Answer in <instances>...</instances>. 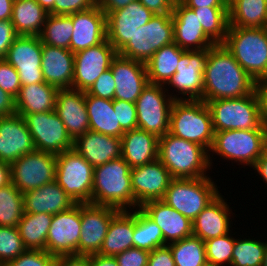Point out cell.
<instances>
[{
    "label": "cell",
    "instance_id": "11a10c76",
    "mask_svg": "<svg viewBox=\"0 0 267 266\" xmlns=\"http://www.w3.org/2000/svg\"><path fill=\"white\" fill-rule=\"evenodd\" d=\"M147 266H175V262L168 245L153 249L149 253Z\"/></svg>",
    "mask_w": 267,
    "mask_h": 266
},
{
    "label": "cell",
    "instance_id": "277c9868",
    "mask_svg": "<svg viewBox=\"0 0 267 266\" xmlns=\"http://www.w3.org/2000/svg\"><path fill=\"white\" fill-rule=\"evenodd\" d=\"M204 102L210 110L214 132L267 129L263 120L261 98L257 89L240 98Z\"/></svg>",
    "mask_w": 267,
    "mask_h": 266
},
{
    "label": "cell",
    "instance_id": "f907efd6",
    "mask_svg": "<svg viewBox=\"0 0 267 266\" xmlns=\"http://www.w3.org/2000/svg\"><path fill=\"white\" fill-rule=\"evenodd\" d=\"M115 80L111 69H108L94 82V84L86 91L87 94L103 99H114Z\"/></svg>",
    "mask_w": 267,
    "mask_h": 266
},
{
    "label": "cell",
    "instance_id": "52a82bcc",
    "mask_svg": "<svg viewBox=\"0 0 267 266\" xmlns=\"http://www.w3.org/2000/svg\"><path fill=\"white\" fill-rule=\"evenodd\" d=\"M219 194L217 185L207 175L201 178L172 179L162 200L193 221Z\"/></svg>",
    "mask_w": 267,
    "mask_h": 266
},
{
    "label": "cell",
    "instance_id": "f546056e",
    "mask_svg": "<svg viewBox=\"0 0 267 266\" xmlns=\"http://www.w3.org/2000/svg\"><path fill=\"white\" fill-rule=\"evenodd\" d=\"M23 199L26 213L55 215L76 204L56 181L23 193Z\"/></svg>",
    "mask_w": 267,
    "mask_h": 266
},
{
    "label": "cell",
    "instance_id": "f6af8a7d",
    "mask_svg": "<svg viewBox=\"0 0 267 266\" xmlns=\"http://www.w3.org/2000/svg\"><path fill=\"white\" fill-rule=\"evenodd\" d=\"M229 234L204 241L208 264L214 266L231 265L235 238Z\"/></svg>",
    "mask_w": 267,
    "mask_h": 266
},
{
    "label": "cell",
    "instance_id": "ee69618b",
    "mask_svg": "<svg viewBox=\"0 0 267 266\" xmlns=\"http://www.w3.org/2000/svg\"><path fill=\"white\" fill-rule=\"evenodd\" d=\"M267 242L255 239H235L230 266H262Z\"/></svg>",
    "mask_w": 267,
    "mask_h": 266
},
{
    "label": "cell",
    "instance_id": "3957f363",
    "mask_svg": "<svg viewBox=\"0 0 267 266\" xmlns=\"http://www.w3.org/2000/svg\"><path fill=\"white\" fill-rule=\"evenodd\" d=\"M158 160L172 179L206 177L207 170L211 168L209 153L203 146L169 132L159 137Z\"/></svg>",
    "mask_w": 267,
    "mask_h": 266
},
{
    "label": "cell",
    "instance_id": "9a60e30c",
    "mask_svg": "<svg viewBox=\"0 0 267 266\" xmlns=\"http://www.w3.org/2000/svg\"><path fill=\"white\" fill-rule=\"evenodd\" d=\"M117 54L107 39L75 53L72 89L86 92L102 73L110 69Z\"/></svg>",
    "mask_w": 267,
    "mask_h": 266
},
{
    "label": "cell",
    "instance_id": "8992f818",
    "mask_svg": "<svg viewBox=\"0 0 267 266\" xmlns=\"http://www.w3.org/2000/svg\"><path fill=\"white\" fill-rule=\"evenodd\" d=\"M169 133L199 144L209 152L214 130L207 104L203 100H175L170 111Z\"/></svg>",
    "mask_w": 267,
    "mask_h": 266
},
{
    "label": "cell",
    "instance_id": "d4e9b609",
    "mask_svg": "<svg viewBox=\"0 0 267 266\" xmlns=\"http://www.w3.org/2000/svg\"><path fill=\"white\" fill-rule=\"evenodd\" d=\"M55 111L73 141L90 130L84 91L72 88L59 89Z\"/></svg>",
    "mask_w": 267,
    "mask_h": 266
},
{
    "label": "cell",
    "instance_id": "1f68e13d",
    "mask_svg": "<svg viewBox=\"0 0 267 266\" xmlns=\"http://www.w3.org/2000/svg\"><path fill=\"white\" fill-rule=\"evenodd\" d=\"M58 90L46 82L21 86L15 98L16 113L29 115L54 111Z\"/></svg>",
    "mask_w": 267,
    "mask_h": 266
},
{
    "label": "cell",
    "instance_id": "03108f58",
    "mask_svg": "<svg viewBox=\"0 0 267 266\" xmlns=\"http://www.w3.org/2000/svg\"><path fill=\"white\" fill-rule=\"evenodd\" d=\"M14 0H0V21L11 20Z\"/></svg>",
    "mask_w": 267,
    "mask_h": 266
},
{
    "label": "cell",
    "instance_id": "816d5d0a",
    "mask_svg": "<svg viewBox=\"0 0 267 266\" xmlns=\"http://www.w3.org/2000/svg\"><path fill=\"white\" fill-rule=\"evenodd\" d=\"M98 0H55L54 8L49 12L53 15H70L93 8Z\"/></svg>",
    "mask_w": 267,
    "mask_h": 266
},
{
    "label": "cell",
    "instance_id": "f5cc1de1",
    "mask_svg": "<svg viewBox=\"0 0 267 266\" xmlns=\"http://www.w3.org/2000/svg\"><path fill=\"white\" fill-rule=\"evenodd\" d=\"M149 251L129 248L115 256L119 266H147Z\"/></svg>",
    "mask_w": 267,
    "mask_h": 266
},
{
    "label": "cell",
    "instance_id": "7dc6e473",
    "mask_svg": "<svg viewBox=\"0 0 267 266\" xmlns=\"http://www.w3.org/2000/svg\"><path fill=\"white\" fill-rule=\"evenodd\" d=\"M55 259L46 250H26L3 266H54Z\"/></svg>",
    "mask_w": 267,
    "mask_h": 266
},
{
    "label": "cell",
    "instance_id": "4dcf8cb0",
    "mask_svg": "<svg viewBox=\"0 0 267 266\" xmlns=\"http://www.w3.org/2000/svg\"><path fill=\"white\" fill-rule=\"evenodd\" d=\"M121 157L131 167H138L158 159L159 137L153 133L134 129L121 137Z\"/></svg>",
    "mask_w": 267,
    "mask_h": 266
},
{
    "label": "cell",
    "instance_id": "a7ac6f4b",
    "mask_svg": "<svg viewBox=\"0 0 267 266\" xmlns=\"http://www.w3.org/2000/svg\"><path fill=\"white\" fill-rule=\"evenodd\" d=\"M36 2L49 13L54 8L55 0H36Z\"/></svg>",
    "mask_w": 267,
    "mask_h": 266
},
{
    "label": "cell",
    "instance_id": "f35d334b",
    "mask_svg": "<svg viewBox=\"0 0 267 266\" xmlns=\"http://www.w3.org/2000/svg\"><path fill=\"white\" fill-rule=\"evenodd\" d=\"M197 16L204 33L215 43L223 44L229 28L228 7L190 8Z\"/></svg>",
    "mask_w": 267,
    "mask_h": 266
},
{
    "label": "cell",
    "instance_id": "7402d4cb",
    "mask_svg": "<svg viewBox=\"0 0 267 266\" xmlns=\"http://www.w3.org/2000/svg\"><path fill=\"white\" fill-rule=\"evenodd\" d=\"M74 31L70 51L74 54L107 39V15L97 4L91 9L72 14Z\"/></svg>",
    "mask_w": 267,
    "mask_h": 266
},
{
    "label": "cell",
    "instance_id": "4316f807",
    "mask_svg": "<svg viewBox=\"0 0 267 266\" xmlns=\"http://www.w3.org/2000/svg\"><path fill=\"white\" fill-rule=\"evenodd\" d=\"M221 193L212 200L192 221L193 235L203 241L230 233V206Z\"/></svg>",
    "mask_w": 267,
    "mask_h": 266
},
{
    "label": "cell",
    "instance_id": "d6986e66",
    "mask_svg": "<svg viewBox=\"0 0 267 266\" xmlns=\"http://www.w3.org/2000/svg\"><path fill=\"white\" fill-rule=\"evenodd\" d=\"M139 0L107 14V40L119 52L135 31L154 16Z\"/></svg>",
    "mask_w": 267,
    "mask_h": 266
},
{
    "label": "cell",
    "instance_id": "cb8c5ba5",
    "mask_svg": "<svg viewBox=\"0 0 267 266\" xmlns=\"http://www.w3.org/2000/svg\"><path fill=\"white\" fill-rule=\"evenodd\" d=\"M35 150L33 138L22 116L15 113L0 117V161L11 164Z\"/></svg>",
    "mask_w": 267,
    "mask_h": 266
},
{
    "label": "cell",
    "instance_id": "e575fe53",
    "mask_svg": "<svg viewBox=\"0 0 267 266\" xmlns=\"http://www.w3.org/2000/svg\"><path fill=\"white\" fill-rule=\"evenodd\" d=\"M48 14L36 0H14L11 21L18 36H39Z\"/></svg>",
    "mask_w": 267,
    "mask_h": 266
},
{
    "label": "cell",
    "instance_id": "60d3db41",
    "mask_svg": "<svg viewBox=\"0 0 267 266\" xmlns=\"http://www.w3.org/2000/svg\"><path fill=\"white\" fill-rule=\"evenodd\" d=\"M73 31L72 14H48L39 37L43 44L70 50Z\"/></svg>",
    "mask_w": 267,
    "mask_h": 266
},
{
    "label": "cell",
    "instance_id": "30bf717a",
    "mask_svg": "<svg viewBox=\"0 0 267 266\" xmlns=\"http://www.w3.org/2000/svg\"><path fill=\"white\" fill-rule=\"evenodd\" d=\"M173 42L172 13L155 14L135 31L118 54L146 63L156 51Z\"/></svg>",
    "mask_w": 267,
    "mask_h": 266
},
{
    "label": "cell",
    "instance_id": "83f0119b",
    "mask_svg": "<svg viewBox=\"0 0 267 266\" xmlns=\"http://www.w3.org/2000/svg\"><path fill=\"white\" fill-rule=\"evenodd\" d=\"M41 69L44 81L58 89H70L74 75V53L42 43Z\"/></svg>",
    "mask_w": 267,
    "mask_h": 266
},
{
    "label": "cell",
    "instance_id": "7bdbcfd3",
    "mask_svg": "<svg viewBox=\"0 0 267 266\" xmlns=\"http://www.w3.org/2000/svg\"><path fill=\"white\" fill-rule=\"evenodd\" d=\"M23 193L13 185L0 188V226L17 227L24 214Z\"/></svg>",
    "mask_w": 267,
    "mask_h": 266
},
{
    "label": "cell",
    "instance_id": "484cf974",
    "mask_svg": "<svg viewBox=\"0 0 267 266\" xmlns=\"http://www.w3.org/2000/svg\"><path fill=\"white\" fill-rule=\"evenodd\" d=\"M140 209L160 227L165 245L193 235L192 221L163 200L148 201Z\"/></svg>",
    "mask_w": 267,
    "mask_h": 266
},
{
    "label": "cell",
    "instance_id": "91938a15",
    "mask_svg": "<svg viewBox=\"0 0 267 266\" xmlns=\"http://www.w3.org/2000/svg\"><path fill=\"white\" fill-rule=\"evenodd\" d=\"M188 8L228 7L227 0H180Z\"/></svg>",
    "mask_w": 267,
    "mask_h": 266
},
{
    "label": "cell",
    "instance_id": "f1b7e54d",
    "mask_svg": "<svg viewBox=\"0 0 267 266\" xmlns=\"http://www.w3.org/2000/svg\"><path fill=\"white\" fill-rule=\"evenodd\" d=\"M73 149L96 167L121 157V138L89 130L73 141Z\"/></svg>",
    "mask_w": 267,
    "mask_h": 266
},
{
    "label": "cell",
    "instance_id": "5bb4252c",
    "mask_svg": "<svg viewBox=\"0 0 267 266\" xmlns=\"http://www.w3.org/2000/svg\"><path fill=\"white\" fill-rule=\"evenodd\" d=\"M81 233V203L53 215L50 224L46 251L55 256L78 255Z\"/></svg>",
    "mask_w": 267,
    "mask_h": 266
},
{
    "label": "cell",
    "instance_id": "bcb514c9",
    "mask_svg": "<svg viewBox=\"0 0 267 266\" xmlns=\"http://www.w3.org/2000/svg\"><path fill=\"white\" fill-rule=\"evenodd\" d=\"M26 250L17 227L0 226V266L14 260Z\"/></svg>",
    "mask_w": 267,
    "mask_h": 266
},
{
    "label": "cell",
    "instance_id": "5b68a950",
    "mask_svg": "<svg viewBox=\"0 0 267 266\" xmlns=\"http://www.w3.org/2000/svg\"><path fill=\"white\" fill-rule=\"evenodd\" d=\"M223 45L256 83L267 79V27H229Z\"/></svg>",
    "mask_w": 267,
    "mask_h": 266
},
{
    "label": "cell",
    "instance_id": "d590c367",
    "mask_svg": "<svg viewBox=\"0 0 267 266\" xmlns=\"http://www.w3.org/2000/svg\"><path fill=\"white\" fill-rule=\"evenodd\" d=\"M229 27H267V0H227Z\"/></svg>",
    "mask_w": 267,
    "mask_h": 266
},
{
    "label": "cell",
    "instance_id": "be15d7a7",
    "mask_svg": "<svg viewBox=\"0 0 267 266\" xmlns=\"http://www.w3.org/2000/svg\"><path fill=\"white\" fill-rule=\"evenodd\" d=\"M257 90L261 98L263 120L267 125V79L257 83Z\"/></svg>",
    "mask_w": 267,
    "mask_h": 266
},
{
    "label": "cell",
    "instance_id": "6f0895ef",
    "mask_svg": "<svg viewBox=\"0 0 267 266\" xmlns=\"http://www.w3.org/2000/svg\"><path fill=\"white\" fill-rule=\"evenodd\" d=\"M54 266H90L89 256L68 255L58 256Z\"/></svg>",
    "mask_w": 267,
    "mask_h": 266
},
{
    "label": "cell",
    "instance_id": "003e7915",
    "mask_svg": "<svg viewBox=\"0 0 267 266\" xmlns=\"http://www.w3.org/2000/svg\"><path fill=\"white\" fill-rule=\"evenodd\" d=\"M252 168L257 170V174L261 175V177L263 178L262 181H265V183L267 184V160H265L261 156L252 166Z\"/></svg>",
    "mask_w": 267,
    "mask_h": 266
},
{
    "label": "cell",
    "instance_id": "ffe728a7",
    "mask_svg": "<svg viewBox=\"0 0 267 266\" xmlns=\"http://www.w3.org/2000/svg\"><path fill=\"white\" fill-rule=\"evenodd\" d=\"M172 177L157 159L151 163L131 168V186L137 208L152 200H162Z\"/></svg>",
    "mask_w": 267,
    "mask_h": 266
},
{
    "label": "cell",
    "instance_id": "4fadbf2b",
    "mask_svg": "<svg viewBox=\"0 0 267 266\" xmlns=\"http://www.w3.org/2000/svg\"><path fill=\"white\" fill-rule=\"evenodd\" d=\"M20 116L25 119L36 150L58 155L73 149V140L55 110Z\"/></svg>",
    "mask_w": 267,
    "mask_h": 266
},
{
    "label": "cell",
    "instance_id": "8d00e7d4",
    "mask_svg": "<svg viewBox=\"0 0 267 266\" xmlns=\"http://www.w3.org/2000/svg\"><path fill=\"white\" fill-rule=\"evenodd\" d=\"M184 53L185 50L179 48L174 42L156 51L145 63L149 83L162 84L167 87Z\"/></svg>",
    "mask_w": 267,
    "mask_h": 266
},
{
    "label": "cell",
    "instance_id": "7a4b0ae2",
    "mask_svg": "<svg viewBox=\"0 0 267 266\" xmlns=\"http://www.w3.org/2000/svg\"><path fill=\"white\" fill-rule=\"evenodd\" d=\"M91 204L119 211L137 209L131 186V167L122 157L94 167Z\"/></svg>",
    "mask_w": 267,
    "mask_h": 266
},
{
    "label": "cell",
    "instance_id": "9f6ffc18",
    "mask_svg": "<svg viewBox=\"0 0 267 266\" xmlns=\"http://www.w3.org/2000/svg\"><path fill=\"white\" fill-rule=\"evenodd\" d=\"M153 14L172 13L175 0H139Z\"/></svg>",
    "mask_w": 267,
    "mask_h": 266
},
{
    "label": "cell",
    "instance_id": "ac0fdd59",
    "mask_svg": "<svg viewBox=\"0 0 267 266\" xmlns=\"http://www.w3.org/2000/svg\"><path fill=\"white\" fill-rule=\"evenodd\" d=\"M208 49L185 51L180 57L175 74L167 83L182 100H203V73ZM187 96V97H186Z\"/></svg>",
    "mask_w": 267,
    "mask_h": 266
},
{
    "label": "cell",
    "instance_id": "2e32d148",
    "mask_svg": "<svg viewBox=\"0 0 267 266\" xmlns=\"http://www.w3.org/2000/svg\"><path fill=\"white\" fill-rule=\"evenodd\" d=\"M4 59L17 70L21 86L45 82L41 69L42 42L39 36H18Z\"/></svg>",
    "mask_w": 267,
    "mask_h": 266
},
{
    "label": "cell",
    "instance_id": "9c48e42d",
    "mask_svg": "<svg viewBox=\"0 0 267 266\" xmlns=\"http://www.w3.org/2000/svg\"><path fill=\"white\" fill-rule=\"evenodd\" d=\"M162 84L148 83L135 105L137 111V128L153 133L158 137L169 132L170 111L175 100H182L176 94L166 92Z\"/></svg>",
    "mask_w": 267,
    "mask_h": 266
},
{
    "label": "cell",
    "instance_id": "94428289",
    "mask_svg": "<svg viewBox=\"0 0 267 266\" xmlns=\"http://www.w3.org/2000/svg\"><path fill=\"white\" fill-rule=\"evenodd\" d=\"M133 1L135 0H98V5L107 15L111 11L126 7L130 2Z\"/></svg>",
    "mask_w": 267,
    "mask_h": 266
},
{
    "label": "cell",
    "instance_id": "89a4df30",
    "mask_svg": "<svg viewBox=\"0 0 267 266\" xmlns=\"http://www.w3.org/2000/svg\"><path fill=\"white\" fill-rule=\"evenodd\" d=\"M262 157L267 160V132L265 134L263 144H262Z\"/></svg>",
    "mask_w": 267,
    "mask_h": 266
},
{
    "label": "cell",
    "instance_id": "44dd1931",
    "mask_svg": "<svg viewBox=\"0 0 267 266\" xmlns=\"http://www.w3.org/2000/svg\"><path fill=\"white\" fill-rule=\"evenodd\" d=\"M110 69L116 84L114 99L135 103L149 83L145 63L117 54Z\"/></svg>",
    "mask_w": 267,
    "mask_h": 266
},
{
    "label": "cell",
    "instance_id": "603a6c76",
    "mask_svg": "<svg viewBox=\"0 0 267 266\" xmlns=\"http://www.w3.org/2000/svg\"><path fill=\"white\" fill-rule=\"evenodd\" d=\"M174 43L185 51L209 49L215 43L204 33L194 11L180 0L172 10Z\"/></svg>",
    "mask_w": 267,
    "mask_h": 266
},
{
    "label": "cell",
    "instance_id": "7c38bea8",
    "mask_svg": "<svg viewBox=\"0 0 267 266\" xmlns=\"http://www.w3.org/2000/svg\"><path fill=\"white\" fill-rule=\"evenodd\" d=\"M56 156L38 150L21 156L10 164L11 182L25 193L55 181Z\"/></svg>",
    "mask_w": 267,
    "mask_h": 266
},
{
    "label": "cell",
    "instance_id": "d6a6232c",
    "mask_svg": "<svg viewBox=\"0 0 267 266\" xmlns=\"http://www.w3.org/2000/svg\"><path fill=\"white\" fill-rule=\"evenodd\" d=\"M120 210L112 218L98 254L113 256L133 247L134 212Z\"/></svg>",
    "mask_w": 267,
    "mask_h": 266
},
{
    "label": "cell",
    "instance_id": "e7e4bbea",
    "mask_svg": "<svg viewBox=\"0 0 267 266\" xmlns=\"http://www.w3.org/2000/svg\"><path fill=\"white\" fill-rule=\"evenodd\" d=\"M11 183V166L9 163L0 161V188Z\"/></svg>",
    "mask_w": 267,
    "mask_h": 266
},
{
    "label": "cell",
    "instance_id": "6da1fadb",
    "mask_svg": "<svg viewBox=\"0 0 267 266\" xmlns=\"http://www.w3.org/2000/svg\"><path fill=\"white\" fill-rule=\"evenodd\" d=\"M257 83L223 44L208 49L203 73V101L240 98L253 93Z\"/></svg>",
    "mask_w": 267,
    "mask_h": 266
},
{
    "label": "cell",
    "instance_id": "db71d44e",
    "mask_svg": "<svg viewBox=\"0 0 267 266\" xmlns=\"http://www.w3.org/2000/svg\"><path fill=\"white\" fill-rule=\"evenodd\" d=\"M18 37L11 20L0 21V59H3L14 40Z\"/></svg>",
    "mask_w": 267,
    "mask_h": 266
},
{
    "label": "cell",
    "instance_id": "680465c9",
    "mask_svg": "<svg viewBox=\"0 0 267 266\" xmlns=\"http://www.w3.org/2000/svg\"><path fill=\"white\" fill-rule=\"evenodd\" d=\"M16 113L15 98L0 88V117Z\"/></svg>",
    "mask_w": 267,
    "mask_h": 266
},
{
    "label": "cell",
    "instance_id": "74e56055",
    "mask_svg": "<svg viewBox=\"0 0 267 266\" xmlns=\"http://www.w3.org/2000/svg\"><path fill=\"white\" fill-rule=\"evenodd\" d=\"M53 215L24 213L17 228L27 250H46L48 230Z\"/></svg>",
    "mask_w": 267,
    "mask_h": 266
},
{
    "label": "cell",
    "instance_id": "c3c4849f",
    "mask_svg": "<svg viewBox=\"0 0 267 266\" xmlns=\"http://www.w3.org/2000/svg\"><path fill=\"white\" fill-rule=\"evenodd\" d=\"M0 88L14 98L17 97L21 88L17 70L4 58L0 59Z\"/></svg>",
    "mask_w": 267,
    "mask_h": 266
},
{
    "label": "cell",
    "instance_id": "681fc988",
    "mask_svg": "<svg viewBox=\"0 0 267 266\" xmlns=\"http://www.w3.org/2000/svg\"><path fill=\"white\" fill-rule=\"evenodd\" d=\"M113 108H117V117L124 132L137 129V111L135 103L113 99Z\"/></svg>",
    "mask_w": 267,
    "mask_h": 266
},
{
    "label": "cell",
    "instance_id": "8fae6325",
    "mask_svg": "<svg viewBox=\"0 0 267 266\" xmlns=\"http://www.w3.org/2000/svg\"><path fill=\"white\" fill-rule=\"evenodd\" d=\"M94 167L74 149L56 156L55 181L75 203H91Z\"/></svg>",
    "mask_w": 267,
    "mask_h": 266
},
{
    "label": "cell",
    "instance_id": "836d02e7",
    "mask_svg": "<svg viewBox=\"0 0 267 266\" xmlns=\"http://www.w3.org/2000/svg\"><path fill=\"white\" fill-rule=\"evenodd\" d=\"M85 103L90 131L121 138L125 133L118 122L113 100L103 99L85 92Z\"/></svg>",
    "mask_w": 267,
    "mask_h": 266
},
{
    "label": "cell",
    "instance_id": "ab89813d",
    "mask_svg": "<svg viewBox=\"0 0 267 266\" xmlns=\"http://www.w3.org/2000/svg\"><path fill=\"white\" fill-rule=\"evenodd\" d=\"M134 211L133 247L151 252L165 246L160 227L140 208Z\"/></svg>",
    "mask_w": 267,
    "mask_h": 266
},
{
    "label": "cell",
    "instance_id": "6125c7cd",
    "mask_svg": "<svg viewBox=\"0 0 267 266\" xmlns=\"http://www.w3.org/2000/svg\"><path fill=\"white\" fill-rule=\"evenodd\" d=\"M90 266H119L115 257L100 254L89 255Z\"/></svg>",
    "mask_w": 267,
    "mask_h": 266
},
{
    "label": "cell",
    "instance_id": "ba28073f",
    "mask_svg": "<svg viewBox=\"0 0 267 266\" xmlns=\"http://www.w3.org/2000/svg\"><path fill=\"white\" fill-rule=\"evenodd\" d=\"M267 129L224 130L214 132L213 144L209 150V163L212 166L210 152L225 160H231L252 167L262 156V144Z\"/></svg>",
    "mask_w": 267,
    "mask_h": 266
},
{
    "label": "cell",
    "instance_id": "b9f144b4",
    "mask_svg": "<svg viewBox=\"0 0 267 266\" xmlns=\"http://www.w3.org/2000/svg\"><path fill=\"white\" fill-rule=\"evenodd\" d=\"M175 266H205L207 264L205 243L194 235L168 244Z\"/></svg>",
    "mask_w": 267,
    "mask_h": 266
},
{
    "label": "cell",
    "instance_id": "e0dca14e",
    "mask_svg": "<svg viewBox=\"0 0 267 266\" xmlns=\"http://www.w3.org/2000/svg\"><path fill=\"white\" fill-rule=\"evenodd\" d=\"M119 210L102 205L81 203V233L78 255L98 254L113 216Z\"/></svg>",
    "mask_w": 267,
    "mask_h": 266
},
{
    "label": "cell",
    "instance_id": "2644e50d",
    "mask_svg": "<svg viewBox=\"0 0 267 266\" xmlns=\"http://www.w3.org/2000/svg\"><path fill=\"white\" fill-rule=\"evenodd\" d=\"M262 266H267V246H266V249H265Z\"/></svg>",
    "mask_w": 267,
    "mask_h": 266
}]
</instances>
